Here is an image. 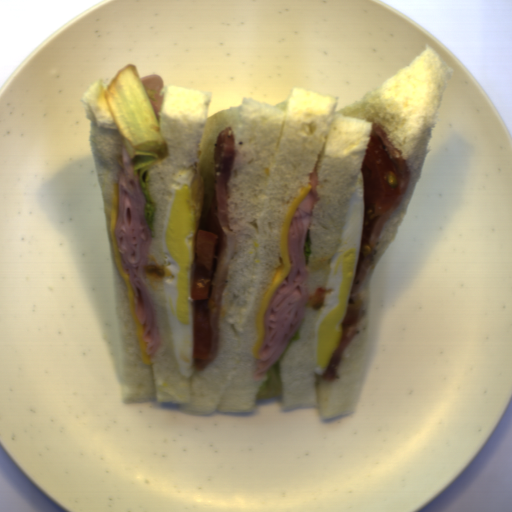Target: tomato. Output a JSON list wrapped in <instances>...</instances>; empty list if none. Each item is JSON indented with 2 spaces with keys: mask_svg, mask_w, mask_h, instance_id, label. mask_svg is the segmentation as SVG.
Listing matches in <instances>:
<instances>
[{
  "mask_svg": "<svg viewBox=\"0 0 512 512\" xmlns=\"http://www.w3.org/2000/svg\"><path fill=\"white\" fill-rule=\"evenodd\" d=\"M361 171L364 213L358 266L343 320L340 343L332 355L328 369L321 374L322 379L327 381L336 378V368L357 333L361 287L369 271L381 231L402 202L410 182L408 163L387 133L376 123L371 128Z\"/></svg>",
  "mask_w": 512,
  "mask_h": 512,
  "instance_id": "512abeb7",
  "label": "tomato"
},
{
  "mask_svg": "<svg viewBox=\"0 0 512 512\" xmlns=\"http://www.w3.org/2000/svg\"><path fill=\"white\" fill-rule=\"evenodd\" d=\"M218 236L206 229H197L190 281L193 309V360L204 359L212 346L211 324L206 303L210 296L213 263Z\"/></svg>",
  "mask_w": 512,
  "mask_h": 512,
  "instance_id": "da07e99c",
  "label": "tomato"
},
{
  "mask_svg": "<svg viewBox=\"0 0 512 512\" xmlns=\"http://www.w3.org/2000/svg\"><path fill=\"white\" fill-rule=\"evenodd\" d=\"M331 289L317 288L311 297H307L305 307L320 309L324 303V296L331 294Z\"/></svg>",
  "mask_w": 512,
  "mask_h": 512,
  "instance_id": "590e3db6",
  "label": "tomato"
}]
</instances>
